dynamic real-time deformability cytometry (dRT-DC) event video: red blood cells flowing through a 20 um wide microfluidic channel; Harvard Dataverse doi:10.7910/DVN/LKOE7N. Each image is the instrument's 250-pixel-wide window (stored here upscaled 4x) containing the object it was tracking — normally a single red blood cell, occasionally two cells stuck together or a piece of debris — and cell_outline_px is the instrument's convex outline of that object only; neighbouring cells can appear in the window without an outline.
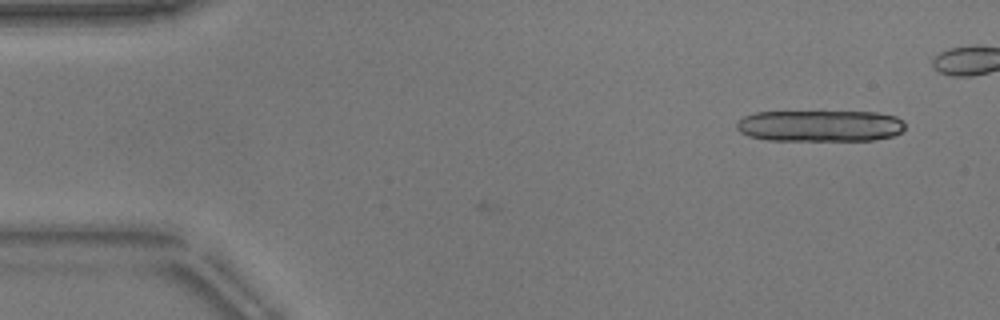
{"species": "common noctule bat (a hibernating species)", "species_latin": "Nyctalus noctula", "temperature_condition": "warm", "stored_images_in_passage": 10, "camera_frame_rate_fps": 3000, "um_per_image_px": 0.085, "animal": {"sex": "male", "body_mass_g": 17.9}, "frame": {"image": 1, "passage_image": 10, "time_ms": 3.0, "image_size_px": [1000, 320], "cell_outline_px": [[904, 128], [900, 132], [892, 136], [872, 140], [768, 140], [748, 136], [740, 132], [736, 128], [736, 120], [744, 116], [756, 112], [820, 108], [876, 112], [896, 116], [904, 120]], "centroid_in_image_um": [69.67, 10.62], "position_along_channel_um": 15.3, "area_um2": 32.71}}